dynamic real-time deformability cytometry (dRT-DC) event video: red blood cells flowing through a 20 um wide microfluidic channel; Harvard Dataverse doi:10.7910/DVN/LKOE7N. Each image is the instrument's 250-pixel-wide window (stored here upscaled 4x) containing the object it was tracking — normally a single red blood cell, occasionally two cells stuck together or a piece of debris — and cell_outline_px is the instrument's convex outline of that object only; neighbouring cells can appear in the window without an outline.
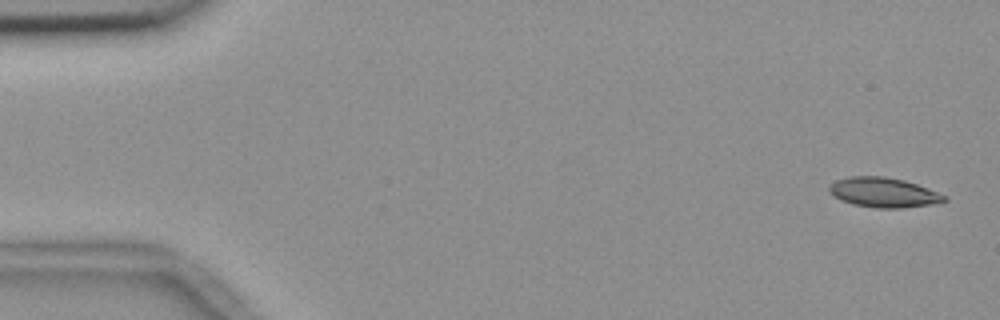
{"species": "common noctule bat (a hibernating species)", "species_latin": "Nyctalus noctula", "temperature_condition": "room temperature", "stored_images_in_passage": 55, "camera_frame_rate_fps": 3000, "um_per_image_px": 0.085, "animal": {"sex": "female", "body_mass_g": 18.4}, "frame": {"image": 1, "passage_image": 2, "time_ms": 0.333, "image_size_px": [1000, 320], "cell_outline_px": [[948, 200], [932, 204], [904, 208], [876, 208], [852, 204], [840, 200], [828, 192], [828, 188], [836, 180], [848, 176], [884, 176], [904, 180], [916, 184], [948, 196]], "centroid_in_image_um": [75.09, 16.36], "position_along_channel_um": 9.9, "area_um2": 20.06}}
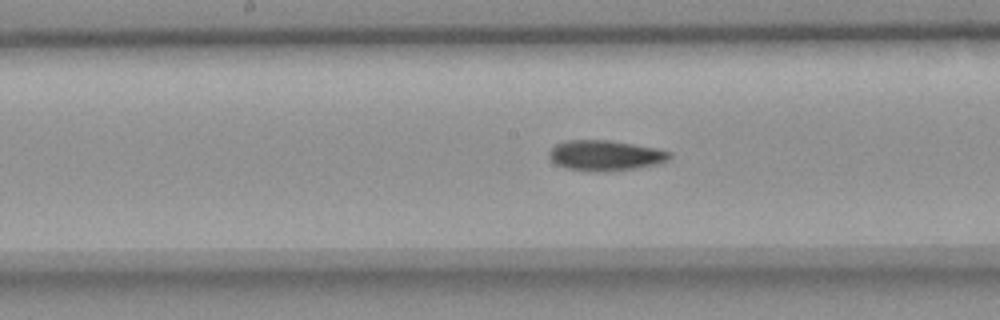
{"frame": {"image": 2, "passage_image": 28, "time_ms": 9.0, "image_size_px": [1000, 320], "cell_outline_px": [[672, 156], [668, 160], [652, 164], [632, 168], [596, 172], [568, 168], [556, 164], [548, 156], [548, 152], [556, 144], [564, 140], [608, 140], [656, 148], [672, 152]], "centroid_in_image_um": [51.41, 13.19], "position_along_channel_um": 196.8, "area_um2": 20.98}}
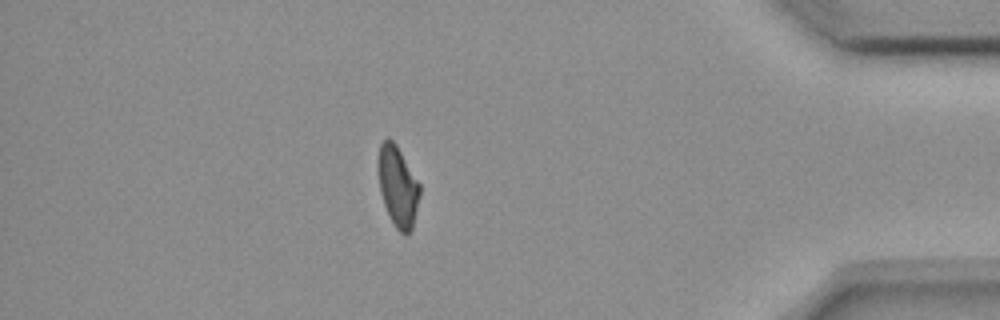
{"frame": {"image": 3, "passage_image": 48, "time_ms": 15.667, "image_size_px": [1000, 320], "cell_outline_px": [[420, 196], [412, 228], [404, 236], [396, 228], [384, 204], [380, 192], [376, 168], [376, 160], [380, 144], [388, 136], [396, 144], [420, 184]], "centroid_in_image_um": [33.78, 15.79], "position_along_channel_um": 401.4, "area_um2": 19.71}, "authors_computed_cell_mechanics": {"area_um2": 20.4612, "velocity_mm_per_s": 3.6868, "shape_relaxation_time_tau1_ms": null, "shape_relaxation_time_tau2_ms": 6.6937, "deformation_change_tau1": null, "deformation_change_tau2": 0.1389}}